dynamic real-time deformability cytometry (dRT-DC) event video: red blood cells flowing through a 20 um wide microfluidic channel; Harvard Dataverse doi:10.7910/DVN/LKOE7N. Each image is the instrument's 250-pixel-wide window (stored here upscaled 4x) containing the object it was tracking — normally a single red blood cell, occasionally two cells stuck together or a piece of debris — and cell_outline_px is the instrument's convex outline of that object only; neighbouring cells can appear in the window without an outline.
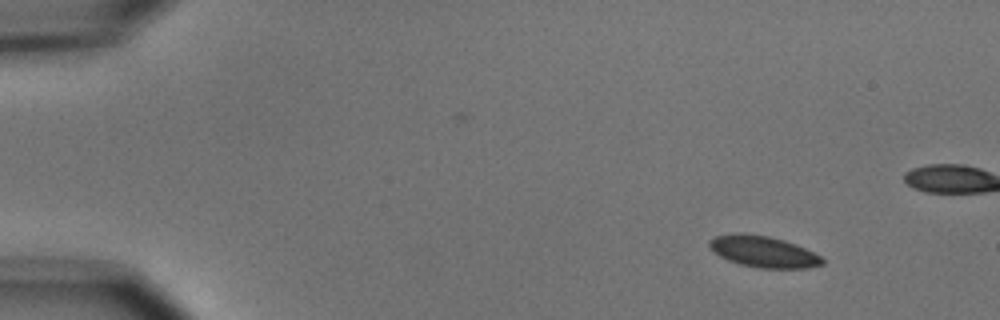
{"species": "common noctule bat (a hibernating species)", "species_latin": "Nyctalus noctula", "temperature_condition": "cold", "stored_images_in_passage": 4, "camera_frame_rate_fps": 3000, "um_per_image_px": 0.085, "animal": {"sex": "male", "body_mass_g": 15.6}, "frame": {"image": 1, "passage_image": 1, "time_ms": 0.0, "image_size_px": [1000, 320], "cell_outline_px": [[824, 264], [808, 268], [756, 268], [740, 264], [728, 260], [720, 256], [708, 244], [708, 240], [716, 236], [736, 232], [744, 232], [768, 236], [784, 240], [796, 244], [820, 256], [824, 260]], "centroid_in_image_um": [64.88, 21.38], "position_along_channel_um": 20.1, "area_um2": 20.63}}